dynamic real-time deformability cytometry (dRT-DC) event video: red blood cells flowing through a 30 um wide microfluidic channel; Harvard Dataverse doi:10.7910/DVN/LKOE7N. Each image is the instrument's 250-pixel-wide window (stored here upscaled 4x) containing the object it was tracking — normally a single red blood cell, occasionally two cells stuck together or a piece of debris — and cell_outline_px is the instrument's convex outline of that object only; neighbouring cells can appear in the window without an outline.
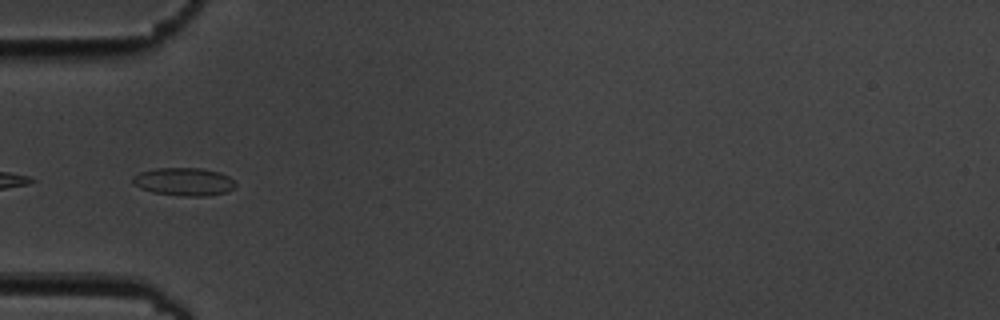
{"species": "common noctule bat (a hibernating species)", "species_latin": "Nyctalus noctula", "temperature_condition": "cold", "stored_images_in_passage": 10, "camera_frame_rate_fps": 3000, "um_per_image_px": 0.085, "animal": {"sex": "male", "body_mass_g": 19.5, "forearm_length_mm": 54.6}, "frame": {"image": 1, "passage_image": 4, "time_ms": 3.333, "image_size_px": [1000, 320], "cell_outline_px": [[236, 184], [228, 192], [208, 196], [184, 196], [152, 192], [140, 188], [132, 184], [132, 176], [140, 172], [156, 168], [200, 168], [220, 172], [228, 176]], "centroid_in_image_um": [15.61, 15.44], "position_along_channel_um": 69.4, "area_um2": 16.82}}
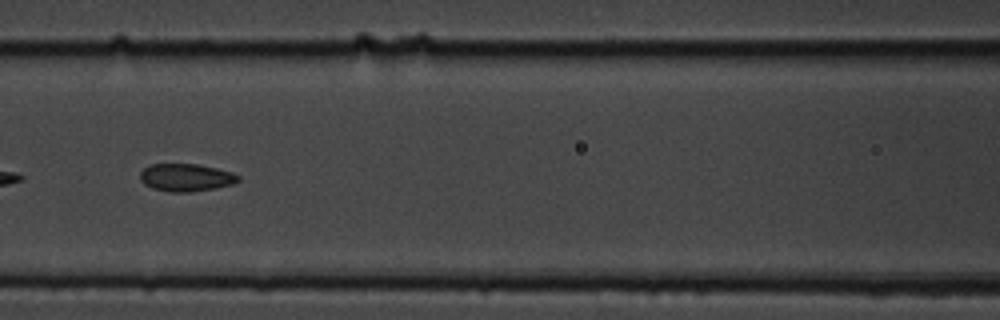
{"frame": {"image": 2, "passage_image": 6, "time_ms": 5.667, "image_size_px": [1000, 320], "cell_outline_px": [[240, 180], [232, 184], [216, 188], [188, 192], [168, 192], [152, 188], [144, 184], [140, 180], [140, 172], [148, 164], [196, 164], [216, 168], [232, 172], [240, 176]], "centroid_in_image_um": [15.79, 15.09], "position_along_channel_um": 150.8, "area_um2": 15.9}}
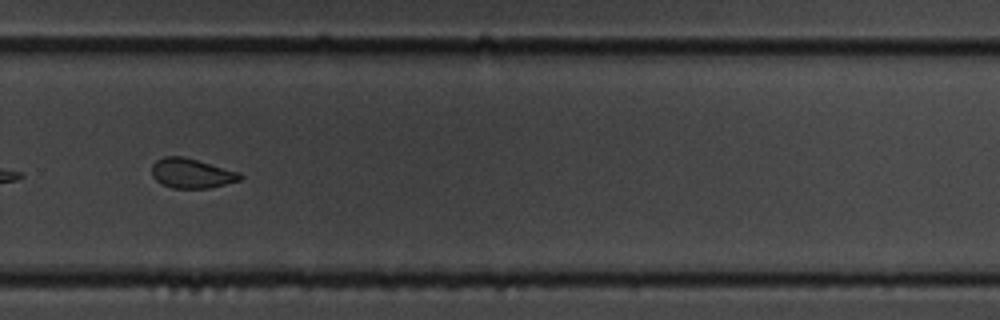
{"frame": {"image": 3, "passage_image": 10, "time_ms": 10.333, "image_size_px": [1000, 320], "cell_outline_px": [[244, 176], [240, 180], [208, 188], [172, 188], [160, 184], [152, 176], [152, 164], [156, 160], [164, 156], [184, 156], [240, 172]], "centroid_in_image_um": [16.26, 14.72], "position_along_channel_um": 313.5, "area_um2": 15.37}}